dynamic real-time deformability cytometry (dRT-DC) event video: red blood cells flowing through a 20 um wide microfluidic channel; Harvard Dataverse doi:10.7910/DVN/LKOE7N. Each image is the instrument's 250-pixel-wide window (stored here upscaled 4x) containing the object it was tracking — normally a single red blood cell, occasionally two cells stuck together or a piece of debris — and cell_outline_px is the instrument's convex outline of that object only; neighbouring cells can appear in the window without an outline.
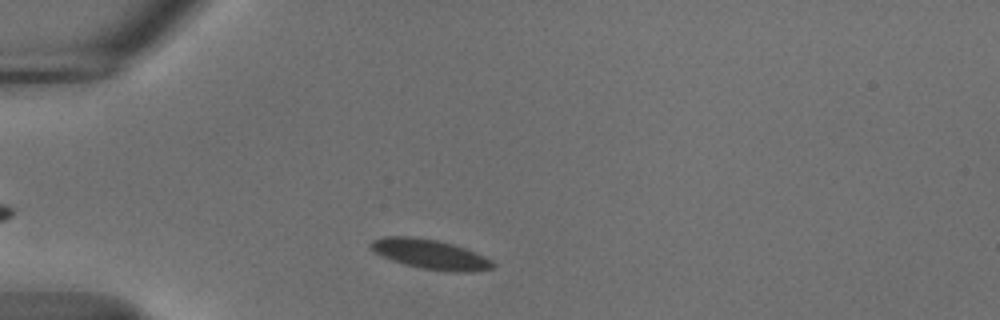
{"species": "common noctule bat (a hibernating species)", "species_latin": "Nyctalus noctula", "temperature_condition": "cold", "stored_images_in_passage": 35, "camera_frame_rate_fps": 3000, "um_per_image_px": 0.085, "animal": {"sex": "male", "body_mass_g": 18.8}, "frame": {"image": 1, "passage_image": 4, "time_ms": 1.0, "image_size_px": [1000, 320], "cell_outline_px": [[496, 264], [492, 268], [472, 272], [452, 272], [420, 268], [404, 264], [392, 260], [368, 248], [368, 244], [372, 240], [380, 236], [408, 236], [436, 240], [452, 244], [464, 248], [484, 256], [492, 260]], "centroid_in_image_um": [36.54, 21.61], "position_along_channel_um": 48.5, "area_um2": 21.1}}
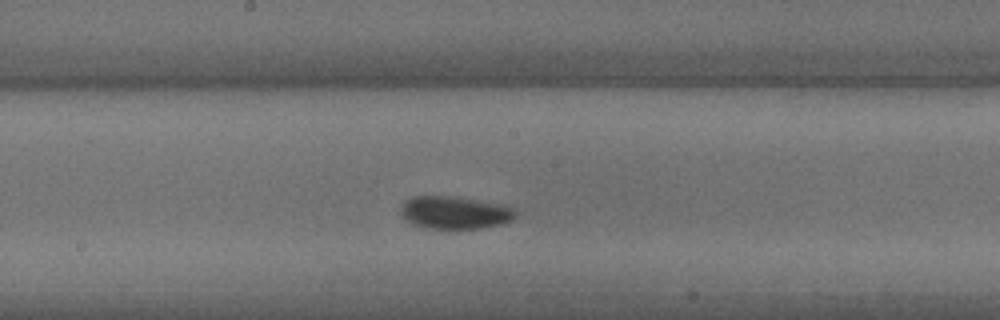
{"frame": {"image": 2, "passage_image": 19, "time_ms": 6.0, "image_size_px": [1000, 320], "cell_outline_px": [[516, 216], [512, 220], [500, 224], [480, 228], [428, 228], [412, 224], [404, 220], [400, 212], [400, 208], [404, 200], [416, 196], [452, 196], [476, 200], [516, 208]], "centroid_in_image_um": [38.61, 18.07], "position_along_channel_um": 209.6, "area_um2": 21.73}}
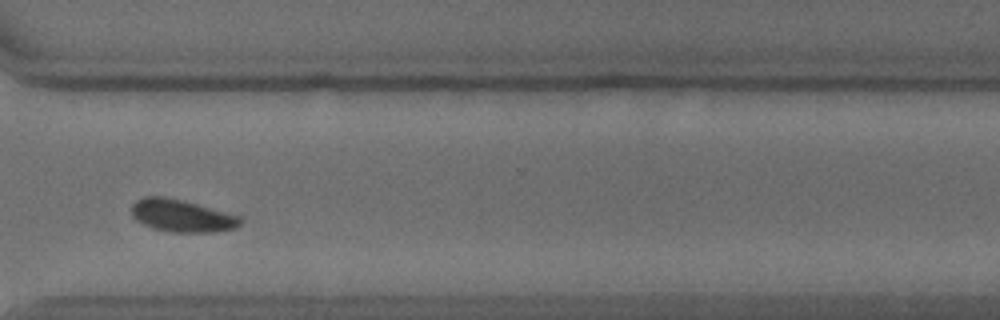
{"frame": {"image": 3, "passage_image": 31, "time_ms": 10.0, "image_size_px": [1000, 320], "cell_outline_px": [[244, 220], [236, 228], [212, 232], [168, 232], [152, 228], [136, 220], [132, 216], [132, 204], [136, 200], [144, 196], [164, 196], [196, 204], [240, 216]], "centroid_in_image_um": [15.43, 18.34], "position_along_channel_um": 355.2, "area_um2": 20.46}, "authors_computed_cell_mechanics": {"area_um2": 21.2704, "velocity_mm_per_s": 3.6371, "shape_relaxation_time_tau1_ms": 4.377, "shape_relaxation_time_tau2_ms": null, "deformation_change_tau1": 0.1168, "deformation_change_tau2": null}}